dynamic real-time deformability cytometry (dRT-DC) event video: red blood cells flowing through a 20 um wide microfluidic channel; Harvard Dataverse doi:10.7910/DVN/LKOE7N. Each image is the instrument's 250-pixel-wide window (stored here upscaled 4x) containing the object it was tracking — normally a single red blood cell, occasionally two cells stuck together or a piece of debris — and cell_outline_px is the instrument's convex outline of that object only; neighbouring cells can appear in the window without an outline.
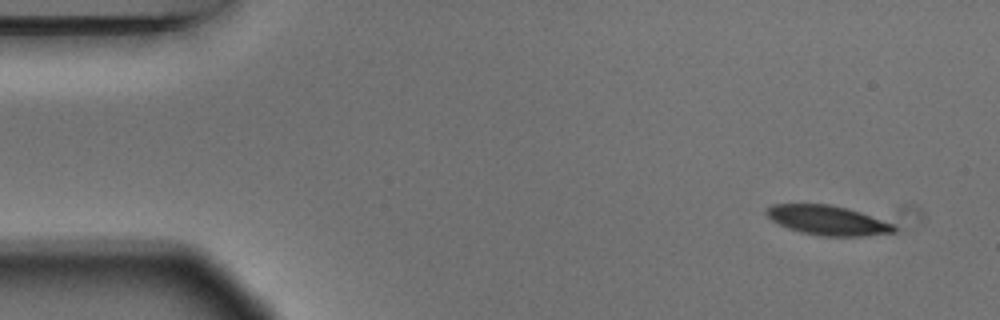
{"species": "Egyptian fruit bat (a non-hibernating species)", "species_latin": "Rousettus aegyptiacus", "temperature_condition": "warm", "stored_images_in_passage": 5, "segment_of_instrument_passage": [2, 2], "camera_frame_rate_fps": 3000, "um_per_image_px": 0.085, "animal": {"sex": "male"}, "frame": {"image": 1, "passage_image": 5, "time_ms": 1.333, "image_size_px": [1000, 320], "cell_outline_px": [[896, 232], [860, 236], [820, 236], [800, 232], [788, 228], [772, 220], [764, 212], [772, 204], [832, 204], [848, 208], [860, 212], [892, 224], [896, 228]], "centroid_in_image_um": [70.32, 18.72], "position_along_channel_um": 14.7, "area_um2": 21.79}}